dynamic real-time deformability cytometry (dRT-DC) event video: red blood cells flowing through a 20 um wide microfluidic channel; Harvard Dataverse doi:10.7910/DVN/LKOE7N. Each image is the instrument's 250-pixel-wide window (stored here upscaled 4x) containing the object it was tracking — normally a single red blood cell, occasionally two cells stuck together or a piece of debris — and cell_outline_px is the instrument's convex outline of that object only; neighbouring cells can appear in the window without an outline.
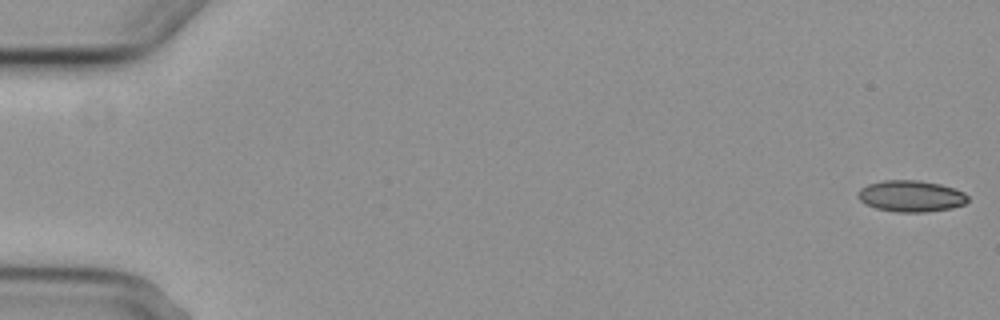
{"species": "common noctule bat (a hibernating species)", "species_latin": "Nyctalus noctula", "temperature_condition": "cold", "stored_images_in_passage": 6, "camera_frame_rate_fps": 3000, "um_per_image_px": 0.085, "animal": {"sex": "female", "body_mass_g": 29.2, "forearm_length_mm": 56.3}, "frame": {"image": 1, "passage_image": 1, "time_ms": 0.0, "image_size_px": [1000, 320], "cell_outline_px": [[968, 200], [964, 204], [952, 208], [928, 212], [896, 212], [876, 208], [864, 204], [860, 200], [860, 188], [868, 184], [884, 180], [916, 180], [940, 184], [964, 192], [968, 196]], "centroid_in_image_um": [77.45, 16.68], "position_along_channel_um": 7.6, "area_um2": 20.0}}
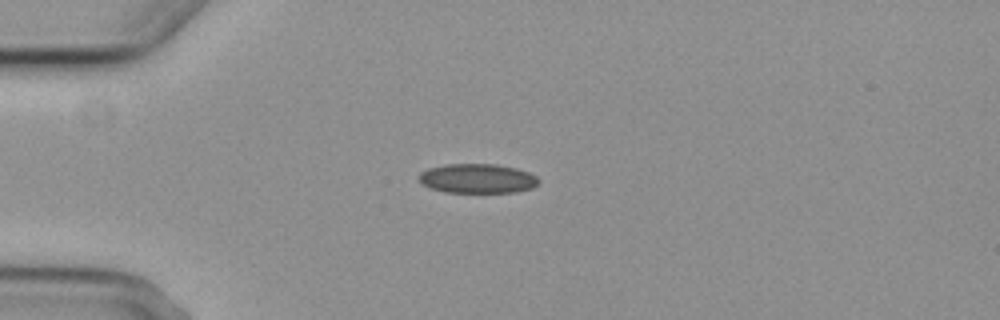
{"frame": {"image": 2, "passage_image": 5, "time_ms": 4.667, "image_size_px": [1000, 320], "cell_outline_px": [[540, 180], [532, 188], [516, 192], [444, 192], [428, 188], [420, 184], [416, 176], [420, 172], [428, 168], [448, 164], [496, 164], [516, 168], [528, 172], [536, 176]], "centroid_in_image_um": [40.52, 15.17], "position_along_channel_um": 44.5, "area_um2": 20.75}}